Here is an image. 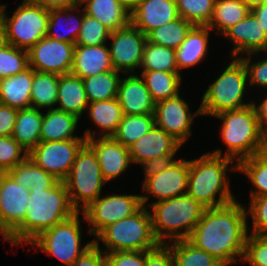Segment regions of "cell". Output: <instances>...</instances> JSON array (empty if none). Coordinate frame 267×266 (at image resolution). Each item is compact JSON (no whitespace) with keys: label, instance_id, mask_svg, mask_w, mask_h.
Wrapping results in <instances>:
<instances>
[{"label":"cell","instance_id":"6da1fadb","mask_svg":"<svg viewBox=\"0 0 267 266\" xmlns=\"http://www.w3.org/2000/svg\"><path fill=\"white\" fill-rule=\"evenodd\" d=\"M247 218L245 205L237 200L208 208L188 240L222 266L242 264L249 234Z\"/></svg>","mask_w":267,"mask_h":266},{"label":"cell","instance_id":"7a4b0ae2","mask_svg":"<svg viewBox=\"0 0 267 266\" xmlns=\"http://www.w3.org/2000/svg\"><path fill=\"white\" fill-rule=\"evenodd\" d=\"M23 223L5 240L11 246L29 245L43 231L72 217L77 211L71 205L64 182L49 189L30 188Z\"/></svg>","mask_w":267,"mask_h":266},{"label":"cell","instance_id":"3957f363","mask_svg":"<svg viewBox=\"0 0 267 266\" xmlns=\"http://www.w3.org/2000/svg\"><path fill=\"white\" fill-rule=\"evenodd\" d=\"M229 174L238 171V164L229 158L205 152L190 159L187 194L204 207L215 208L235 201Z\"/></svg>","mask_w":267,"mask_h":266},{"label":"cell","instance_id":"277c9868","mask_svg":"<svg viewBox=\"0 0 267 266\" xmlns=\"http://www.w3.org/2000/svg\"><path fill=\"white\" fill-rule=\"evenodd\" d=\"M213 118L221 120L219 130L226 147L212 150L210 153L234 160L237 164L267 148V140L262 136L253 104L237 109L226 110ZM224 152V153H223Z\"/></svg>","mask_w":267,"mask_h":266},{"label":"cell","instance_id":"5b68a950","mask_svg":"<svg viewBox=\"0 0 267 266\" xmlns=\"http://www.w3.org/2000/svg\"><path fill=\"white\" fill-rule=\"evenodd\" d=\"M152 228L160 244L188 239L207 209L188 194L152 203Z\"/></svg>","mask_w":267,"mask_h":266},{"label":"cell","instance_id":"8992f818","mask_svg":"<svg viewBox=\"0 0 267 266\" xmlns=\"http://www.w3.org/2000/svg\"><path fill=\"white\" fill-rule=\"evenodd\" d=\"M101 242L104 246L103 249L100 246ZM93 243L100 250H104V253L115 251H151L160 245L153 233L150 211L145 206H142L131 216L125 217L104 228L93 239Z\"/></svg>","mask_w":267,"mask_h":266},{"label":"cell","instance_id":"52a82bcc","mask_svg":"<svg viewBox=\"0 0 267 266\" xmlns=\"http://www.w3.org/2000/svg\"><path fill=\"white\" fill-rule=\"evenodd\" d=\"M231 59L229 65L223 67L221 74L203 93L200 102L202 116L214 117L220 112L237 110L253 104V99L249 102L244 99L250 89L246 68L239 58Z\"/></svg>","mask_w":267,"mask_h":266},{"label":"cell","instance_id":"ba28073f","mask_svg":"<svg viewBox=\"0 0 267 266\" xmlns=\"http://www.w3.org/2000/svg\"><path fill=\"white\" fill-rule=\"evenodd\" d=\"M71 202L77 212H82L102 193L108 184L102 176L96 153L85 143L78 151L72 168L63 181Z\"/></svg>","mask_w":267,"mask_h":266},{"label":"cell","instance_id":"9c48e42d","mask_svg":"<svg viewBox=\"0 0 267 266\" xmlns=\"http://www.w3.org/2000/svg\"><path fill=\"white\" fill-rule=\"evenodd\" d=\"M80 214L81 212H77L67 220L43 231L29 245L34 246L35 250L39 248L46 255L59 259L58 261L63 263L60 266H72L75 260L93 244V240L84 246L81 244L84 231L81 223L86 220L84 215L81 218Z\"/></svg>","mask_w":267,"mask_h":266},{"label":"cell","instance_id":"30bf717a","mask_svg":"<svg viewBox=\"0 0 267 266\" xmlns=\"http://www.w3.org/2000/svg\"><path fill=\"white\" fill-rule=\"evenodd\" d=\"M7 8V4H0V17L6 26L10 45L29 50L47 35L49 10L29 0H22L11 15Z\"/></svg>","mask_w":267,"mask_h":266},{"label":"cell","instance_id":"8fae6325","mask_svg":"<svg viewBox=\"0 0 267 266\" xmlns=\"http://www.w3.org/2000/svg\"><path fill=\"white\" fill-rule=\"evenodd\" d=\"M189 169L190 159L185 157L142 169V206L187 194ZM152 196L156 198L155 201H149Z\"/></svg>","mask_w":267,"mask_h":266},{"label":"cell","instance_id":"7c38bea8","mask_svg":"<svg viewBox=\"0 0 267 266\" xmlns=\"http://www.w3.org/2000/svg\"><path fill=\"white\" fill-rule=\"evenodd\" d=\"M142 207L140 194L112 193L100 195L81 214L88 224L86 233L94 238L107 226L131 216Z\"/></svg>","mask_w":267,"mask_h":266},{"label":"cell","instance_id":"4fadbf2b","mask_svg":"<svg viewBox=\"0 0 267 266\" xmlns=\"http://www.w3.org/2000/svg\"><path fill=\"white\" fill-rule=\"evenodd\" d=\"M108 40L113 68L123 74L138 72L135 70L140 68L147 36L129 23L126 27L112 31Z\"/></svg>","mask_w":267,"mask_h":266},{"label":"cell","instance_id":"5bb4252c","mask_svg":"<svg viewBox=\"0 0 267 266\" xmlns=\"http://www.w3.org/2000/svg\"><path fill=\"white\" fill-rule=\"evenodd\" d=\"M182 146L174 137L154 124L128 149L131 163L145 169L175 160Z\"/></svg>","mask_w":267,"mask_h":266},{"label":"cell","instance_id":"9a60e30c","mask_svg":"<svg viewBox=\"0 0 267 266\" xmlns=\"http://www.w3.org/2000/svg\"><path fill=\"white\" fill-rule=\"evenodd\" d=\"M179 93L177 96L156 102L154 109V121L160 129L174 137L184 145L192 136L194 119L201 117L200 106L195 112Z\"/></svg>","mask_w":267,"mask_h":266},{"label":"cell","instance_id":"2e32d148","mask_svg":"<svg viewBox=\"0 0 267 266\" xmlns=\"http://www.w3.org/2000/svg\"><path fill=\"white\" fill-rule=\"evenodd\" d=\"M85 143L86 139L39 142L28 156L37 166L63 182L72 168L76 154Z\"/></svg>","mask_w":267,"mask_h":266},{"label":"cell","instance_id":"e0dca14e","mask_svg":"<svg viewBox=\"0 0 267 266\" xmlns=\"http://www.w3.org/2000/svg\"><path fill=\"white\" fill-rule=\"evenodd\" d=\"M29 195L30 190L8 173H0V234L4 241L23 223Z\"/></svg>","mask_w":267,"mask_h":266},{"label":"cell","instance_id":"ac0fdd59","mask_svg":"<svg viewBox=\"0 0 267 266\" xmlns=\"http://www.w3.org/2000/svg\"><path fill=\"white\" fill-rule=\"evenodd\" d=\"M75 44L43 37L28 50L29 66L35 71L64 75L71 73Z\"/></svg>","mask_w":267,"mask_h":266},{"label":"cell","instance_id":"d6986e66","mask_svg":"<svg viewBox=\"0 0 267 266\" xmlns=\"http://www.w3.org/2000/svg\"><path fill=\"white\" fill-rule=\"evenodd\" d=\"M222 36L231 43L230 59L267 52V37L261 23L252 12L228 28Z\"/></svg>","mask_w":267,"mask_h":266},{"label":"cell","instance_id":"ffe728a7","mask_svg":"<svg viewBox=\"0 0 267 266\" xmlns=\"http://www.w3.org/2000/svg\"><path fill=\"white\" fill-rule=\"evenodd\" d=\"M86 143L96 153L103 179L108 183L121 177L132 165L129 149L112 137H95Z\"/></svg>","mask_w":267,"mask_h":266},{"label":"cell","instance_id":"44dd1931","mask_svg":"<svg viewBox=\"0 0 267 266\" xmlns=\"http://www.w3.org/2000/svg\"><path fill=\"white\" fill-rule=\"evenodd\" d=\"M178 17L176 0H138L130 8V23L146 36Z\"/></svg>","mask_w":267,"mask_h":266},{"label":"cell","instance_id":"7402d4cb","mask_svg":"<svg viewBox=\"0 0 267 266\" xmlns=\"http://www.w3.org/2000/svg\"><path fill=\"white\" fill-rule=\"evenodd\" d=\"M124 77L120 80L117 93V99L123 114H154L156 102L152 99L140 74H124Z\"/></svg>","mask_w":267,"mask_h":266},{"label":"cell","instance_id":"603a6c76","mask_svg":"<svg viewBox=\"0 0 267 266\" xmlns=\"http://www.w3.org/2000/svg\"><path fill=\"white\" fill-rule=\"evenodd\" d=\"M212 30L208 26L194 25L187 33L185 40L175 50L178 73L202 63L209 52V40ZM202 61V62H201Z\"/></svg>","mask_w":267,"mask_h":266},{"label":"cell","instance_id":"cb8c5ba5","mask_svg":"<svg viewBox=\"0 0 267 266\" xmlns=\"http://www.w3.org/2000/svg\"><path fill=\"white\" fill-rule=\"evenodd\" d=\"M86 111L90 122L98 126V130H94V132L91 131V128L84 130L83 135L86 140L95 137H112L123 117L117 98L88 103Z\"/></svg>","mask_w":267,"mask_h":266},{"label":"cell","instance_id":"d4e9b609","mask_svg":"<svg viewBox=\"0 0 267 266\" xmlns=\"http://www.w3.org/2000/svg\"><path fill=\"white\" fill-rule=\"evenodd\" d=\"M109 70L114 68L107 43L97 46L75 45L71 74L83 79Z\"/></svg>","mask_w":267,"mask_h":266},{"label":"cell","instance_id":"484cf974","mask_svg":"<svg viewBox=\"0 0 267 266\" xmlns=\"http://www.w3.org/2000/svg\"><path fill=\"white\" fill-rule=\"evenodd\" d=\"M82 23L83 6L80 3L68 8L51 9L46 36L75 44Z\"/></svg>","mask_w":267,"mask_h":266},{"label":"cell","instance_id":"4316f807","mask_svg":"<svg viewBox=\"0 0 267 266\" xmlns=\"http://www.w3.org/2000/svg\"><path fill=\"white\" fill-rule=\"evenodd\" d=\"M79 121L80 119L75 115L56 108L43 110L40 142L85 139L84 135L79 136L75 134L77 132L78 125H80Z\"/></svg>","mask_w":267,"mask_h":266},{"label":"cell","instance_id":"83f0119b","mask_svg":"<svg viewBox=\"0 0 267 266\" xmlns=\"http://www.w3.org/2000/svg\"><path fill=\"white\" fill-rule=\"evenodd\" d=\"M88 107V99L82 78L71 73L59 75L56 109L82 119Z\"/></svg>","mask_w":267,"mask_h":266},{"label":"cell","instance_id":"f1b7e54d","mask_svg":"<svg viewBox=\"0 0 267 266\" xmlns=\"http://www.w3.org/2000/svg\"><path fill=\"white\" fill-rule=\"evenodd\" d=\"M87 15L94 17L111 32L130 23V8L120 0H81Z\"/></svg>","mask_w":267,"mask_h":266},{"label":"cell","instance_id":"f546056e","mask_svg":"<svg viewBox=\"0 0 267 266\" xmlns=\"http://www.w3.org/2000/svg\"><path fill=\"white\" fill-rule=\"evenodd\" d=\"M33 74L34 69L29 66L16 75L0 79V103L17 110L31 108Z\"/></svg>","mask_w":267,"mask_h":266},{"label":"cell","instance_id":"4dcf8cb0","mask_svg":"<svg viewBox=\"0 0 267 266\" xmlns=\"http://www.w3.org/2000/svg\"><path fill=\"white\" fill-rule=\"evenodd\" d=\"M43 110H18L12 137L29 153L40 142Z\"/></svg>","mask_w":267,"mask_h":266},{"label":"cell","instance_id":"1f68e13d","mask_svg":"<svg viewBox=\"0 0 267 266\" xmlns=\"http://www.w3.org/2000/svg\"><path fill=\"white\" fill-rule=\"evenodd\" d=\"M250 12L251 9L243 0H215L213 15L207 26L214 30V34L222 35Z\"/></svg>","mask_w":267,"mask_h":266},{"label":"cell","instance_id":"d6a6232c","mask_svg":"<svg viewBox=\"0 0 267 266\" xmlns=\"http://www.w3.org/2000/svg\"><path fill=\"white\" fill-rule=\"evenodd\" d=\"M155 102L177 96L181 91L182 75L178 72L139 71Z\"/></svg>","mask_w":267,"mask_h":266},{"label":"cell","instance_id":"836d02e7","mask_svg":"<svg viewBox=\"0 0 267 266\" xmlns=\"http://www.w3.org/2000/svg\"><path fill=\"white\" fill-rule=\"evenodd\" d=\"M59 87V75L35 71L31 90V108L55 109ZM46 108V109H45Z\"/></svg>","mask_w":267,"mask_h":266},{"label":"cell","instance_id":"e575fe53","mask_svg":"<svg viewBox=\"0 0 267 266\" xmlns=\"http://www.w3.org/2000/svg\"><path fill=\"white\" fill-rule=\"evenodd\" d=\"M243 174L252 184L250 198L267 196V148L238 163L237 174Z\"/></svg>","mask_w":267,"mask_h":266},{"label":"cell","instance_id":"d590c367","mask_svg":"<svg viewBox=\"0 0 267 266\" xmlns=\"http://www.w3.org/2000/svg\"><path fill=\"white\" fill-rule=\"evenodd\" d=\"M7 173L25 189H49L59 182L54 176L37 166L29 156Z\"/></svg>","mask_w":267,"mask_h":266},{"label":"cell","instance_id":"8d00e7d4","mask_svg":"<svg viewBox=\"0 0 267 266\" xmlns=\"http://www.w3.org/2000/svg\"><path fill=\"white\" fill-rule=\"evenodd\" d=\"M119 71L109 70L83 78L88 103L117 98L121 75Z\"/></svg>","mask_w":267,"mask_h":266},{"label":"cell","instance_id":"74e56055","mask_svg":"<svg viewBox=\"0 0 267 266\" xmlns=\"http://www.w3.org/2000/svg\"><path fill=\"white\" fill-rule=\"evenodd\" d=\"M154 124V114H123L122 120L120 121L116 132L112 135V138L126 148H129L141 136L146 134Z\"/></svg>","mask_w":267,"mask_h":266},{"label":"cell","instance_id":"f35d334b","mask_svg":"<svg viewBox=\"0 0 267 266\" xmlns=\"http://www.w3.org/2000/svg\"><path fill=\"white\" fill-rule=\"evenodd\" d=\"M166 245L171 249L175 266H222L212 255L197 248L188 239Z\"/></svg>","mask_w":267,"mask_h":266},{"label":"cell","instance_id":"ab89813d","mask_svg":"<svg viewBox=\"0 0 267 266\" xmlns=\"http://www.w3.org/2000/svg\"><path fill=\"white\" fill-rule=\"evenodd\" d=\"M194 25L181 18L168 22L152 30L147 35V40L153 44L168 47L176 50L185 40L187 33Z\"/></svg>","mask_w":267,"mask_h":266},{"label":"cell","instance_id":"60d3db41","mask_svg":"<svg viewBox=\"0 0 267 266\" xmlns=\"http://www.w3.org/2000/svg\"><path fill=\"white\" fill-rule=\"evenodd\" d=\"M139 71L178 72L175 50L147 40Z\"/></svg>","mask_w":267,"mask_h":266},{"label":"cell","instance_id":"b9f144b4","mask_svg":"<svg viewBox=\"0 0 267 266\" xmlns=\"http://www.w3.org/2000/svg\"><path fill=\"white\" fill-rule=\"evenodd\" d=\"M178 16L197 26H207L215 0H176Z\"/></svg>","mask_w":267,"mask_h":266},{"label":"cell","instance_id":"7bdbcfd3","mask_svg":"<svg viewBox=\"0 0 267 266\" xmlns=\"http://www.w3.org/2000/svg\"><path fill=\"white\" fill-rule=\"evenodd\" d=\"M28 67V50L10 44L0 49V79L16 75Z\"/></svg>","mask_w":267,"mask_h":266},{"label":"cell","instance_id":"ee69618b","mask_svg":"<svg viewBox=\"0 0 267 266\" xmlns=\"http://www.w3.org/2000/svg\"><path fill=\"white\" fill-rule=\"evenodd\" d=\"M111 31L94 17L87 15L83 8V23L75 45L97 46L106 44Z\"/></svg>","mask_w":267,"mask_h":266},{"label":"cell","instance_id":"f6af8a7d","mask_svg":"<svg viewBox=\"0 0 267 266\" xmlns=\"http://www.w3.org/2000/svg\"><path fill=\"white\" fill-rule=\"evenodd\" d=\"M255 57L260 58L255 61ZM239 59L243 62L246 68L249 87L255 88L256 86L257 88L259 87V90L261 88L263 89L262 91L265 92V90H267V53H252Z\"/></svg>","mask_w":267,"mask_h":266},{"label":"cell","instance_id":"bcb514c9","mask_svg":"<svg viewBox=\"0 0 267 266\" xmlns=\"http://www.w3.org/2000/svg\"><path fill=\"white\" fill-rule=\"evenodd\" d=\"M27 156L28 152L12 136H0V173H7Z\"/></svg>","mask_w":267,"mask_h":266},{"label":"cell","instance_id":"7dc6e473","mask_svg":"<svg viewBox=\"0 0 267 266\" xmlns=\"http://www.w3.org/2000/svg\"><path fill=\"white\" fill-rule=\"evenodd\" d=\"M249 201L247 206L245 204L247 217H249L247 219L252 221L248 226V232H251L249 234L267 235V196L254 197Z\"/></svg>","mask_w":267,"mask_h":266},{"label":"cell","instance_id":"c3c4849f","mask_svg":"<svg viewBox=\"0 0 267 266\" xmlns=\"http://www.w3.org/2000/svg\"><path fill=\"white\" fill-rule=\"evenodd\" d=\"M267 266V235L248 234L242 264Z\"/></svg>","mask_w":267,"mask_h":266},{"label":"cell","instance_id":"681fc988","mask_svg":"<svg viewBox=\"0 0 267 266\" xmlns=\"http://www.w3.org/2000/svg\"><path fill=\"white\" fill-rule=\"evenodd\" d=\"M104 255L107 266H146V251H115Z\"/></svg>","mask_w":267,"mask_h":266},{"label":"cell","instance_id":"f907efd6","mask_svg":"<svg viewBox=\"0 0 267 266\" xmlns=\"http://www.w3.org/2000/svg\"><path fill=\"white\" fill-rule=\"evenodd\" d=\"M146 266H175L171 249L160 244L157 248L146 251Z\"/></svg>","mask_w":267,"mask_h":266},{"label":"cell","instance_id":"816d5d0a","mask_svg":"<svg viewBox=\"0 0 267 266\" xmlns=\"http://www.w3.org/2000/svg\"><path fill=\"white\" fill-rule=\"evenodd\" d=\"M72 266H107L104 252L94 243L79 256Z\"/></svg>","mask_w":267,"mask_h":266},{"label":"cell","instance_id":"f5cc1de1","mask_svg":"<svg viewBox=\"0 0 267 266\" xmlns=\"http://www.w3.org/2000/svg\"><path fill=\"white\" fill-rule=\"evenodd\" d=\"M18 110L0 103V136H12Z\"/></svg>","mask_w":267,"mask_h":266},{"label":"cell","instance_id":"db71d44e","mask_svg":"<svg viewBox=\"0 0 267 266\" xmlns=\"http://www.w3.org/2000/svg\"><path fill=\"white\" fill-rule=\"evenodd\" d=\"M265 91V93L262 92V94H260V96L264 94V98H261L262 101H259V104H256L257 99H253V105L257 114L259 130L262 136L267 140V90Z\"/></svg>","mask_w":267,"mask_h":266},{"label":"cell","instance_id":"11a10c76","mask_svg":"<svg viewBox=\"0 0 267 266\" xmlns=\"http://www.w3.org/2000/svg\"><path fill=\"white\" fill-rule=\"evenodd\" d=\"M29 1L47 10L68 8L79 3L78 0H29Z\"/></svg>","mask_w":267,"mask_h":266},{"label":"cell","instance_id":"9f6ffc18","mask_svg":"<svg viewBox=\"0 0 267 266\" xmlns=\"http://www.w3.org/2000/svg\"><path fill=\"white\" fill-rule=\"evenodd\" d=\"M251 12L257 17L267 37V3L256 6Z\"/></svg>","mask_w":267,"mask_h":266},{"label":"cell","instance_id":"6f0895ef","mask_svg":"<svg viewBox=\"0 0 267 266\" xmlns=\"http://www.w3.org/2000/svg\"><path fill=\"white\" fill-rule=\"evenodd\" d=\"M9 45L7 29L0 17V49L7 47Z\"/></svg>","mask_w":267,"mask_h":266},{"label":"cell","instance_id":"680465c9","mask_svg":"<svg viewBox=\"0 0 267 266\" xmlns=\"http://www.w3.org/2000/svg\"><path fill=\"white\" fill-rule=\"evenodd\" d=\"M247 6L252 10L256 6L262 5L264 3H267V0H243Z\"/></svg>","mask_w":267,"mask_h":266},{"label":"cell","instance_id":"91938a15","mask_svg":"<svg viewBox=\"0 0 267 266\" xmlns=\"http://www.w3.org/2000/svg\"><path fill=\"white\" fill-rule=\"evenodd\" d=\"M120 1L123 2L129 8H131L138 0H120Z\"/></svg>","mask_w":267,"mask_h":266}]
</instances>
